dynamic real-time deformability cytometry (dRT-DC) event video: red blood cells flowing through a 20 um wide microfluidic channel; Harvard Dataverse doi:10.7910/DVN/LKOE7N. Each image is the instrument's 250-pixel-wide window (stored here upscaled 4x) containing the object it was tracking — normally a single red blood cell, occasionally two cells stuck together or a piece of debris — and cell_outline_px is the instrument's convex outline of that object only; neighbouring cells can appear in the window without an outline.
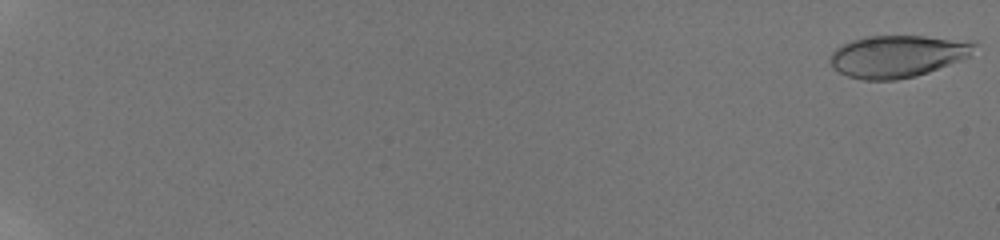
{"species": "human", "species_latin": "Homo sapiens", "temperature_condition": "room temperature", "stored_images_in_passage": 21, "camera_frame_rate_fps": 3000, "um_per_image_px": 0.085, "donor": {"sex": "male"}, "frame": {"image": 1, "passage_image": 1, "time_ms": 0.0, "image_size_px": [1000, 240], "cell_outline_px": [[976, 44], [968, 56], [960, 60], [928, 72], [916, 76], [896, 80], [864, 80], [848, 76], [832, 68], [832, 52], [836, 48], [852, 40], [868, 36], [924, 36], [976, 40]], "centroid_in_image_um": [76.32, 4.77], "position_along_channel_um": 8.7, "area_um2": 35.26}}
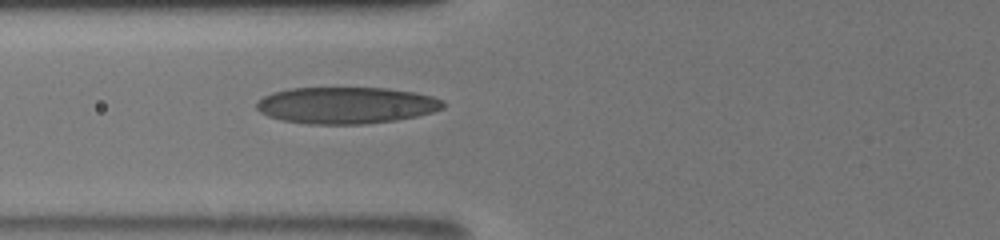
{"frame": {"image": 2, "passage_image": 19, "time_ms": 8.667, "image_size_px": [1000, 240], "cell_outline_px": [[444, 108], [432, 112], [416, 116], [396, 120], [364, 124], [308, 124], [284, 120], [268, 116], [260, 112], [256, 108], [256, 104], [264, 96], [272, 92], [292, 88], [388, 88], [416, 92], [432, 96], [444, 100]], "centroid_in_image_um": [29.45, 8.95], "position_along_channel_um": 96.3, "area_um2": 39.88}}
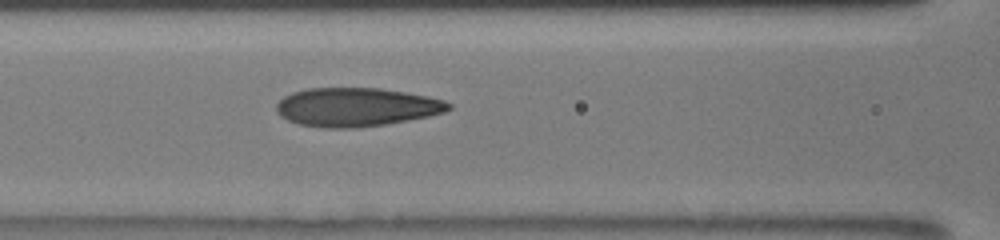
{"frame": {"image": 3, "passage_image": 21, "time_ms": 9.667, "image_size_px": [1000, 240], "cell_outline_px": [[452, 108], [444, 112], [428, 116], [408, 120], [384, 124], [356, 128], [324, 128], [300, 124], [288, 120], [280, 116], [276, 112], [276, 104], [284, 96], [292, 92], [308, 88], [380, 88], [428, 96], [444, 100], [452, 104]], "centroid_in_image_um": [30.28, 9.1], "position_along_channel_um": 136.3, "area_um2": 38.84}}